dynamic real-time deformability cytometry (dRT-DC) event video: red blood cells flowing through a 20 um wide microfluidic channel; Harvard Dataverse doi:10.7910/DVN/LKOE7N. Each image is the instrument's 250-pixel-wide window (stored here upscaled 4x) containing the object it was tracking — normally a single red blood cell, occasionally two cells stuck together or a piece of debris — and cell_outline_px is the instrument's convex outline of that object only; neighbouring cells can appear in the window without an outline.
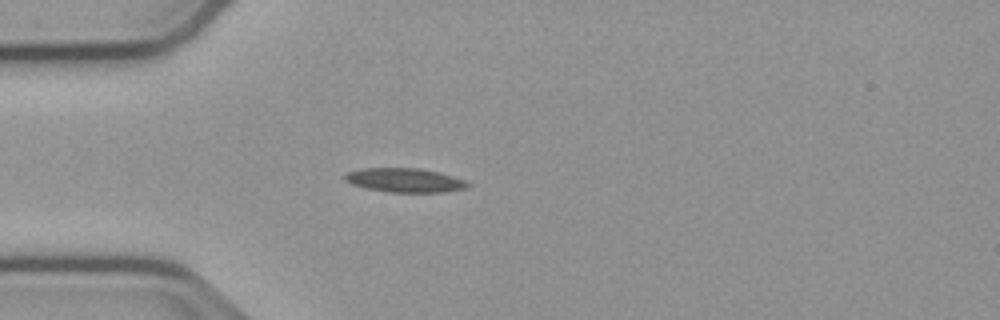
{"species": "common noctule bat (a hibernating species)", "species_latin": "Nyctalus noctula", "temperature_condition": "cold", "stored_images_in_passage": 40, "camera_frame_rate_fps": 3000, "um_per_image_px": 0.085, "animal": {"sex": "male", "body_mass_g": 23.1, "forearm_length_mm": 52.7}, "frame": {"image": 1, "passage_image": 1, "time_ms": 0.0, "image_size_px": [1000, 320], "cell_outline_px": [[472, 184], [464, 188], [444, 192], [388, 192], [368, 188], [352, 184], [344, 180], [344, 176], [348, 172], [364, 168], [416, 168], [440, 172], [464, 180]], "centroid_in_image_um": [34.41, 15.31], "position_along_channel_um": 50.6, "area_um2": 17.05}}
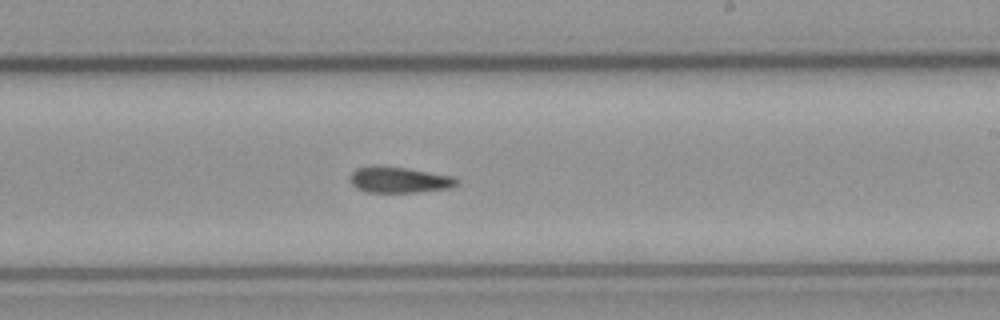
{"frame": {"image": 2, "passage_image": 18, "time_ms": 5.667, "image_size_px": [1000, 320], "cell_outline_px": [[460, 184], [448, 188], [412, 192], [364, 192], [356, 188], [352, 184], [348, 176], [356, 168], [404, 168], [452, 176], [460, 180]], "centroid_in_image_um": [33.94, 15.32], "position_along_channel_um": 255.1, "area_um2": 15.55}}
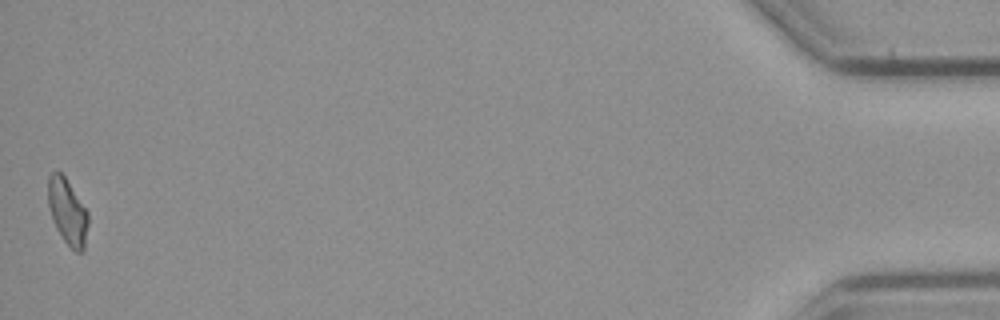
{"frame": {"image": 3, "passage_image": 40, "time_ms": 13.0, "image_size_px": [1000, 320], "cell_outline_px": [[88, 224], [84, 252], [76, 252], [64, 240], [56, 228], [48, 204], [48, 176], [52, 172], [60, 172], [64, 176], [88, 212]], "centroid_in_image_um": [5.75, 18.01], "position_along_channel_um": 429.5, "area_um2": 15.14}, "authors_computed_cell_mechanics": {"area_um2": 16.1262, "velocity_mm_per_s": 3.775, "shape_relaxation_time_tau1_ms": null, "shape_relaxation_time_tau2_ms": 7.1127, "deformation_change_tau1": null, "deformation_change_tau2": 0.1323}}